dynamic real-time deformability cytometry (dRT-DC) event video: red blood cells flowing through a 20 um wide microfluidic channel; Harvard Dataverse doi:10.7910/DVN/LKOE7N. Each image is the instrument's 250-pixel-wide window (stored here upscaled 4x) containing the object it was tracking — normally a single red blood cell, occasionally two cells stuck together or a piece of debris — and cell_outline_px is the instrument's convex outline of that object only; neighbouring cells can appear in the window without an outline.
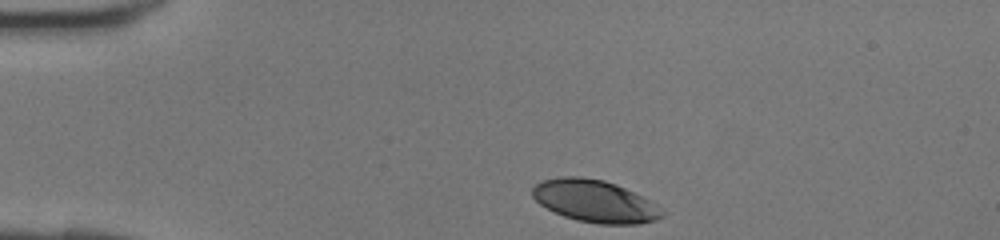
{"species": "human", "species_latin": "Homo sapiens", "temperature_condition": "room temperature", "stored_images_in_passage": 28, "camera_frame_rate_fps": 3000, "um_per_image_px": 0.085, "donor": {"sex": "female"}, "frame": {"image": 1, "passage_image": 1, "time_ms": 0.0, "image_size_px": [1000, 240], "cell_outline_px": [[664, 216], [656, 220], [640, 224], [600, 224], [576, 220], [564, 216], [540, 204], [532, 196], [532, 188], [536, 184], [544, 180], [560, 176], [580, 176], [604, 180], [616, 184], [656, 204], [664, 212]], "centroid_in_image_um": [50.56, 17.1], "position_along_channel_um": 34.4, "area_um2": 31.73}}
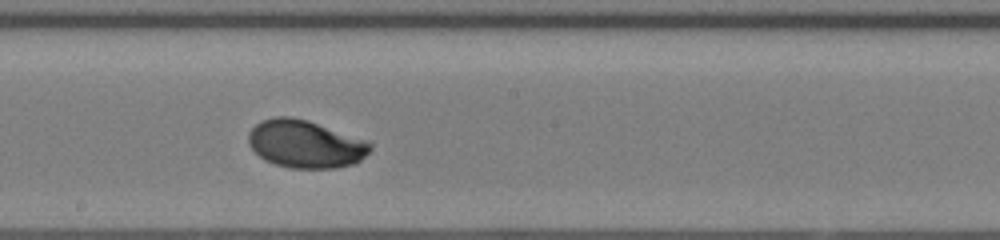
{"frame": {"image": 2, "passage_image": 16, "time_ms": 5.0, "image_size_px": [1000, 240], "cell_outline_px": [[372, 148], [356, 164], [336, 168], [288, 168], [264, 160], [248, 144], [248, 132], [260, 120], [276, 116], [292, 116], [308, 120], [368, 140], [372, 144]], "centroid_in_image_um": [25.96, 12.23], "position_along_channel_um": 222.2, "area_um2": 34.22}}
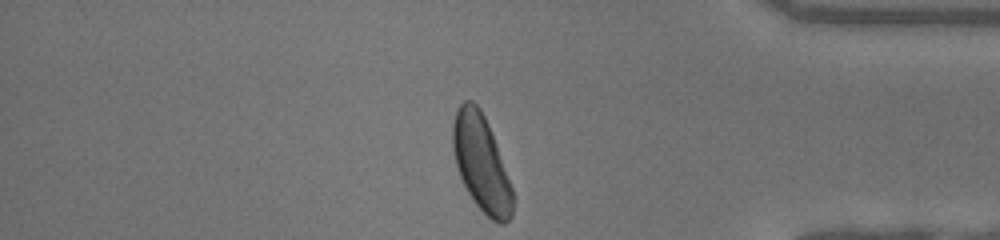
{"frame": {"image": 3, "passage_image": 28, "time_ms": 9.0, "image_size_px": [1000, 240], "cell_outline_px": [[512, 216], [504, 224], [500, 224], [492, 220], [472, 200], [460, 176], [456, 164], [452, 148], [452, 124], [456, 112], [460, 104], [464, 100], [472, 100], [480, 108], [488, 124], [496, 144], [512, 188]], "centroid_in_image_um": [40.89, 13.85], "position_along_channel_um": 394.3, "area_um2": 33.18}}